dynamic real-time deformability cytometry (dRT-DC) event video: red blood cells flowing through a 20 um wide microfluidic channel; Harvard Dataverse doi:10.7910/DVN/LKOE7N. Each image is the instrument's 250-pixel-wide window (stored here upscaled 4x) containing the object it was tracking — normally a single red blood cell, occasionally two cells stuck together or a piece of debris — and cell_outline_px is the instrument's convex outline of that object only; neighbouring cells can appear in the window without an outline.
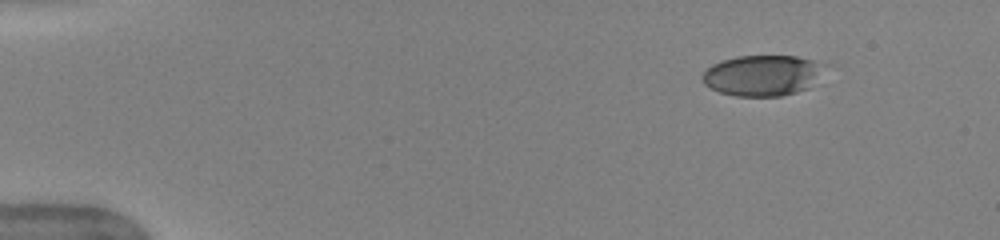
{"species": "human", "species_latin": "Homo sapiens", "temperature_condition": "warm", "stored_images_in_passage": 46, "camera_frame_rate_fps": 3000, "um_per_image_px": 0.085, "donor": {"sex": "female"}, "frame": {"image": 1, "passage_image": 1, "time_ms": 0.0, "image_size_px": [1000, 240], "cell_outline_px": [[832, 64], [808, 88], [796, 92], [780, 96], [736, 96], [720, 92], [704, 84], [700, 80], [700, 76], [712, 64], [720, 60], [736, 56], [796, 56]], "centroid_in_image_um": [64.85, 6.39], "position_along_channel_um": 20.1, "area_um2": 29.54}}
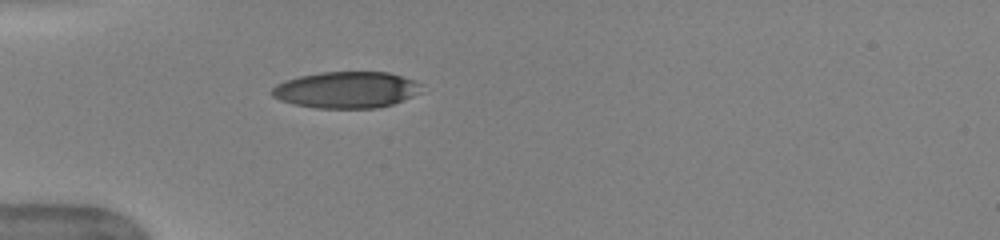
{"frame": {"image": 2, "passage_image": 11, "time_ms": 3.333, "image_size_px": [1000, 240], "cell_outline_px": [[420, 84], [412, 96], [404, 100], [392, 104], [376, 108], [316, 108], [296, 104], [280, 100], [272, 96], [272, 88], [276, 84], [284, 80], [300, 76], [320, 72], [388, 72], [412, 80]], "centroid_in_image_um": [29.37, 7.63], "position_along_channel_um": 55.6, "area_um2": 31.33}}
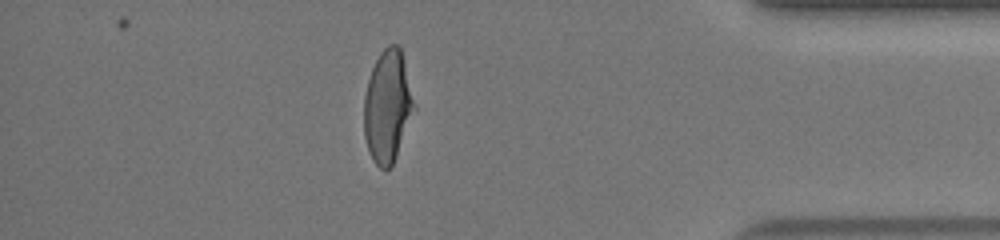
{"frame": {"image": 3, "passage_image": 40, "time_ms": 13.0, "image_size_px": [1000, 240], "cell_outline_px": [[416, 108], [396, 156], [392, 164], [388, 168], [380, 168], [372, 160], [364, 136], [364, 96], [368, 80], [372, 68], [380, 52], [388, 44], [396, 44], [400, 48]], "centroid_in_image_um": [32.93, 9.04], "position_along_channel_um": 402.3, "area_um2": 32.43}, "authors_computed_cell_mechanics": {"area_um2": 32.4836, "velocity_mm_per_s": 4.0085, "shape_relaxation_time_tau1_ms": 4.8893, "shape_relaxation_time_tau2_ms": 0.748, "deformation_change_tau1": 0.2117, "deformation_change_tau2": 0.0688}}